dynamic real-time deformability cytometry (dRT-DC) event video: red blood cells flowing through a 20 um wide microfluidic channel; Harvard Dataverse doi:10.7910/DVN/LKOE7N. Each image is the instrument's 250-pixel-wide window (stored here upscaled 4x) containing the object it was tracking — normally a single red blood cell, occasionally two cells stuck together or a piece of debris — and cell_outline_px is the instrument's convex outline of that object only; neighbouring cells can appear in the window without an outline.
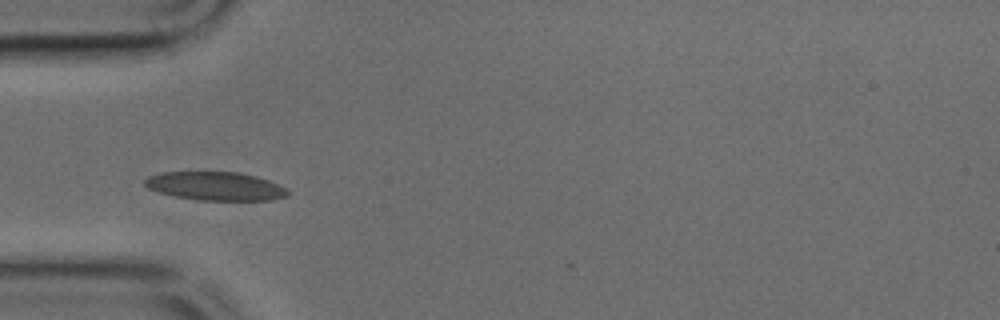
{"species": "common noctule bat (a hibernating species)", "species_latin": "Nyctalus noctula", "temperature_condition": "cold", "stored_images_in_passage": 3, "camera_frame_rate_fps": 3000, "um_per_image_px": 0.085, "animal": {"sex": "male", "body_mass_g": 17.9, "forearm_length_mm": 54.2}, "frame": {"image": 1, "passage_image": 1, "time_ms": 0.0, "image_size_px": [1000, 320], "cell_outline_px": [[288, 196], [272, 200], [200, 200], [176, 196], [160, 192], [148, 188], [144, 184], [144, 180], [148, 176], [164, 172], [236, 172], [256, 176], [268, 180], [284, 188], [288, 192]], "centroid_in_image_um": [18.3, 15.82], "position_along_channel_um": 66.7, "area_um2": 23.47}}